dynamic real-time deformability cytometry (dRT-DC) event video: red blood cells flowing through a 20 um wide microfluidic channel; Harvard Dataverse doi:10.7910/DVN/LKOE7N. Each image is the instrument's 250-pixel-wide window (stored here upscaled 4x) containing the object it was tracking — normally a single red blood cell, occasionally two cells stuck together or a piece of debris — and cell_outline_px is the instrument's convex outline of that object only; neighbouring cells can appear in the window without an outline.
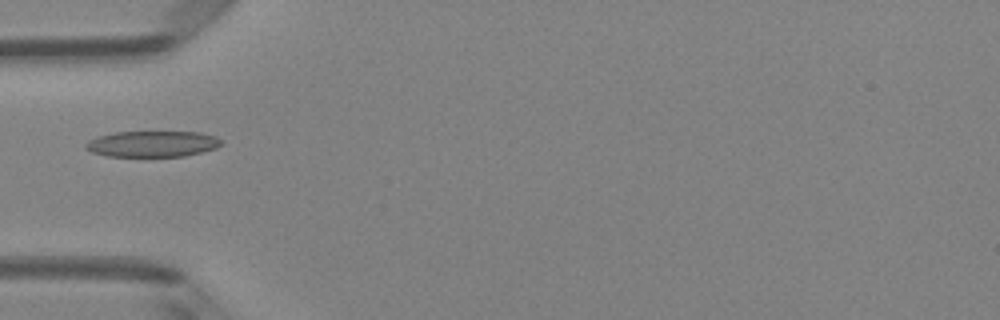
{"species": "Egyptian fruit bat (a non-hibernating species)", "species_latin": "Rousettus aegyptiacus", "temperature_condition": "room temperature", "stored_images_in_passage": 5, "camera_frame_rate_fps": 3000, "um_per_image_px": 0.085, "animal": {"sex": "female"}, "frame": {"image": 1, "passage_image": 5, "time_ms": 1.333, "image_size_px": [1000, 320], "cell_outline_px": [[220, 144], [216, 148], [184, 156], [108, 156], [92, 152], [84, 148], [84, 144], [88, 140], [100, 136], [116, 132], [200, 132], [216, 136], [220, 140]], "centroid_in_image_um": [12.93, 12.23], "position_along_channel_um": 72.1, "area_um2": 20.35}}